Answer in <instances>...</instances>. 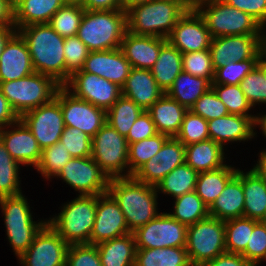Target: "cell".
Wrapping results in <instances>:
<instances>
[{"mask_svg":"<svg viewBox=\"0 0 266 266\" xmlns=\"http://www.w3.org/2000/svg\"><path fill=\"white\" fill-rule=\"evenodd\" d=\"M257 66L261 69L264 78L266 79V59L260 54Z\"/></svg>","mask_w":266,"mask_h":266,"instance_id":"cell-67","label":"cell"},{"mask_svg":"<svg viewBox=\"0 0 266 266\" xmlns=\"http://www.w3.org/2000/svg\"><path fill=\"white\" fill-rule=\"evenodd\" d=\"M209 215L224 221L244 216V193L240 169L227 182L224 190L209 207Z\"/></svg>","mask_w":266,"mask_h":266,"instance_id":"cell-28","label":"cell"},{"mask_svg":"<svg viewBox=\"0 0 266 266\" xmlns=\"http://www.w3.org/2000/svg\"><path fill=\"white\" fill-rule=\"evenodd\" d=\"M185 248L192 266H202L225 253V221L209 216L188 226Z\"/></svg>","mask_w":266,"mask_h":266,"instance_id":"cell-9","label":"cell"},{"mask_svg":"<svg viewBox=\"0 0 266 266\" xmlns=\"http://www.w3.org/2000/svg\"><path fill=\"white\" fill-rule=\"evenodd\" d=\"M219 0H184V8L189 11V10H198L201 6L211 3V2H216Z\"/></svg>","mask_w":266,"mask_h":266,"instance_id":"cell-63","label":"cell"},{"mask_svg":"<svg viewBox=\"0 0 266 266\" xmlns=\"http://www.w3.org/2000/svg\"><path fill=\"white\" fill-rule=\"evenodd\" d=\"M261 34L230 35L212 38L211 60L215 71L228 62L259 59Z\"/></svg>","mask_w":266,"mask_h":266,"instance_id":"cell-17","label":"cell"},{"mask_svg":"<svg viewBox=\"0 0 266 266\" xmlns=\"http://www.w3.org/2000/svg\"><path fill=\"white\" fill-rule=\"evenodd\" d=\"M227 4L241 10L254 19L263 27H266V0H223Z\"/></svg>","mask_w":266,"mask_h":266,"instance_id":"cell-56","label":"cell"},{"mask_svg":"<svg viewBox=\"0 0 266 266\" xmlns=\"http://www.w3.org/2000/svg\"><path fill=\"white\" fill-rule=\"evenodd\" d=\"M169 136L156 134L135 143L129 144L128 149V177L133 176L147 161L162 148Z\"/></svg>","mask_w":266,"mask_h":266,"instance_id":"cell-40","label":"cell"},{"mask_svg":"<svg viewBox=\"0 0 266 266\" xmlns=\"http://www.w3.org/2000/svg\"><path fill=\"white\" fill-rule=\"evenodd\" d=\"M71 158L72 156L64 147V144L58 141L56 144L42 150L41 159L36 170L44 179L49 180L51 177L56 178L58 173Z\"/></svg>","mask_w":266,"mask_h":266,"instance_id":"cell-44","label":"cell"},{"mask_svg":"<svg viewBox=\"0 0 266 266\" xmlns=\"http://www.w3.org/2000/svg\"><path fill=\"white\" fill-rule=\"evenodd\" d=\"M19 119L31 131L42 150L60 141L65 128L61 105L55 98L25 112Z\"/></svg>","mask_w":266,"mask_h":266,"instance_id":"cell-15","label":"cell"},{"mask_svg":"<svg viewBox=\"0 0 266 266\" xmlns=\"http://www.w3.org/2000/svg\"><path fill=\"white\" fill-rule=\"evenodd\" d=\"M165 92L158 86L150 70L133 68L122 87V95L146 111Z\"/></svg>","mask_w":266,"mask_h":266,"instance_id":"cell-26","label":"cell"},{"mask_svg":"<svg viewBox=\"0 0 266 266\" xmlns=\"http://www.w3.org/2000/svg\"><path fill=\"white\" fill-rule=\"evenodd\" d=\"M60 141L72 157L84 158L91 156L92 138L77 128L65 126Z\"/></svg>","mask_w":266,"mask_h":266,"instance_id":"cell-52","label":"cell"},{"mask_svg":"<svg viewBox=\"0 0 266 266\" xmlns=\"http://www.w3.org/2000/svg\"><path fill=\"white\" fill-rule=\"evenodd\" d=\"M136 249L186 246L187 227L167 212L160 213L134 232Z\"/></svg>","mask_w":266,"mask_h":266,"instance_id":"cell-11","label":"cell"},{"mask_svg":"<svg viewBox=\"0 0 266 266\" xmlns=\"http://www.w3.org/2000/svg\"><path fill=\"white\" fill-rule=\"evenodd\" d=\"M176 138L184 146L210 139L208 121L188 110Z\"/></svg>","mask_w":266,"mask_h":266,"instance_id":"cell-46","label":"cell"},{"mask_svg":"<svg viewBox=\"0 0 266 266\" xmlns=\"http://www.w3.org/2000/svg\"><path fill=\"white\" fill-rule=\"evenodd\" d=\"M14 26L13 0H0V27Z\"/></svg>","mask_w":266,"mask_h":266,"instance_id":"cell-60","label":"cell"},{"mask_svg":"<svg viewBox=\"0 0 266 266\" xmlns=\"http://www.w3.org/2000/svg\"><path fill=\"white\" fill-rule=\"evenodd\" d=\"M108 192L121 208L131 232L160 214L157 208V188L139 182L133 176L111 178Z\"/></svg>","mask_w":266,"mask_h":266,"instance_id":"cell-2","label":"cell"},{"mask_svg":"<svg viewBox=\"0 0 266 266\" xmlns=\"http://www.w3.org/2000/svg\"><path fill=\"white\" fill-rule=\"evenodd\" d=\"M128 149L126 137L107 122L91 142L92 158L110 179L128 177Z\"/></svg>","mask_w":266,"mask_h":266,"instance_id":"cell-10","label":"cell"},{"mask_svg":"<svg viewBox=\"0 0 266 266\" xmlns=\"http://www.w3.org/2000/svg\"><path fill=\"white\" fill-rule=\"evenodd\" d=\"M199 173L191 168L186 162L175 167L156 186L158 193L161 192L176 198L185 193L194 191Z\"/></svg>","mask_w":266,"mask_h":266,"instance_id":"cell-37","label":"cell"},{"mask_svg":"<svg viewBox=\"0 0 266 266\" xmlns=\"http://www.w3.org/2000/svg\"><path fill=\"white\" fill-rule=\"evenodd\" d=\"M63 0H13V21L17 30L31 24L48 23L64 5Z\"/></svg>","mask_w":266,"mask_h":266,"instance_id":"cell-29","label":"cell"},{"mask_svg":"<svg viewBox=\"0 0 266 266\" xmlns=\"http://www.w3.org/2000/svg\"><path fill=\"white\" fill-rule=\"evenodd\" d=\"M55 99L61 105L66 127L77 128L93 138L106 123V110L77 98L64 86L58 89Z\"/></svg>","mask_w":266,"mask_h":266,"instance_id":"cell-13","label":"cell"},{"mask_svg":"<svg viewBox=\"0 0 266 266\" xmlns=\"http://www.w3.org/2000/svg\"><path fill=\"white\" fill-rule=\"evenodd\" d=\"M146 111L158 133L176 137L188 109L164 93Z\"/></svg>","mask_w":266,"mask_h":266,"instance_id":"cell-27","label":"cell"},{"mask_svg":"<svg viewBox=\"0 0 266 266\" xmlns=\"http://www.w3.org/2000/svg\"><path fill=\"white\" fill-rule=\"evenodd\" d=\"M143 111L134 101L121 95L106 111V122L122 136L127 137L131 126Z\"/></svg>","mask_w":266,"mask_h":266,"instance_id":"cell-39","label":"cell"},{"mask_svg":"<svg viewBox=\"0 0 266 266\" xmlns=\"http://www.w3.org/2000/svg\"><path fill=\"white\" fill-rule=\"evenodd\" d=\"M183 163H185V146L176 137H169L157 154L133 177L139 182L156 187L167 174Z\"/></svg>","mask_w":266,"mask_h":266,"instance_id":"cell-20","label":"cell"},{"mask_svg":"<svg viewBox=\"0 0 266 266\" xmlns=\"http://www.w3.org/2000/svg\"><path fill=\"white\" fill-rule=\"evenodd\" d=\"M258 220L250 218H232L225 221L226 252L242 254L249 242L254 225Z\"/></svg>","mask_w":266,"mask_h":266,"instance_id":"cell-41","label":"cell"},{"mask_svg":"<svg viewBox=\"0 0 266 266\" xmlns=\"http://www.w3.org/2000/svg\"><path fill=\"white\" fill-rule=\"evenodd\" d=\"M97 208V195H78L66 202L47 223L68 245L90 244Z\"/></svg>","mask_w":266,"mask_h":266,"instance_id":"cell-5","label":"cell"},{"mask_svg":"<svg viewBox=\"0 0 266 266\" xmlns=\"http://www.w3.org/2000/svg\"><path fill=\"white\" fill-rule=\"evenodd\" d=\"M85 9L80 5L64 4L50 18L48 24L61 37L67 38L78 33Z\"/></svg>","mask_w":266,"mask_h":266,"instance_id":"cell-43","label":"cell"},{"mask_svg":"<svg viewBox=\"0 0 266 266\" xmlns=\"http://www.w3.org/2000/svg\"><path fill=\"white\" fill-rule=\"evenodd\" d=\"M251 170L266 182V149L260 152L257 164Z\"/></svg>","mask_w":266,"mask_h":266,"instance_id":"cell-62","label":"cell"},{"mask_svg":"<svg viewBox=\"0 0 266 266\" xmlns=\"http://www.w3.org/2000/svg\"><path fill=\"white\" fill-rule=\"evenodd\" d=\"M64 87L77 98L106 111L122 95V88L117 84L82 70L74 72Z\"/></svg>","mask_w":266,"mask_h":266,"instance_id":"cell-14","label":"cell"},{"mask_svg":"<svg viewBox=\"0 0 266 266\" xmlns=\"http://www.w3.org/2000/svg\"><path fill=\"white\" fill-rule=\"evenodd\" d=\"M182 70L193 76L206 78L213 83L215 69L213 67L209 49L183 53Z\"/></svg>","mask_w":266,"mask_h":266,"instance_id":"cell-47","label":"cell"},{"mask_svg":"<svg viewBox=\"0 0 266 266\" xmlns=\"http://www.w3.org/2000/svg\"><path fill=\"white\" fill-rule=\"evenodd\" d=\"M166 38L125 33L120 49L133 68L150 70L157 61Z\"/></svg>","mask_w":266,"mask_h":266,"instance_id":"cell-24","label":"cell"},{"mask_svg":"<svg viewBox=\"0 0 266 266\" xmlns=\"http://www.w3.org/2000/svg\"><path fill=\"white\" fill-rule=\"evenodd\" d=\"M260 53L266 59V31L263 27L262 34L260 37Z\"/></svg>","mask_w":266,"mask_h":266,"instance_id":"cell-66","label":"cell"},{"mask_svg":"<svg viewBox=\"0 0 266 266\" xmlns=\"http://www.w3.org/2000/svg\"><path fill=\"white\" fill-rule=\"evenodd\" d=\"M262 114L259 113V115L257 114V116H255V120H254V125L255 127H257L258 125H260V129L264 135V137H266V114Z\"/></svg>","mask_w":266,"mask_h":266,"instance_id":"cell-64","label":"cell"},{"mask_svg":"<svg viewBox=\"0 0 266 266\" xmlns=\"http://www.w3.org/2000/svg\"><path fill=\"white\" fill-rule=\"evenodd\" d=\"M27 43L35 72L65 85L64 41L48 23L31 24L17 30Z\"/></svg>","mask_w":266,"mask_h":266,"instance_id":"cell-1","label":"cell"},{"mask_svg":"<svg viewBox=\"0 0 266 266\" xmlns=\"http://www.w3.org/2000/svg\"><path fill=\"white\" fill-rule=\"evenodd\" d=\"M211 88L217 97L226 105L229 114L256 116L248 113L252 109V106L239 85L211 84Z\"/></svg>","mask_w":266,"mask_h":266,"instance_id":"cell-45","label":"cell"},{"mask_svg":"<svg viewBox=\"0 0 266 266\" xmlns=\"http://www.w3.org/2000/svg\"><path fill=\"white\" fill-rule=\"evenodd\" d=\"M241 255L253 266L266 261V221H258L254 225L248 245Z\"/></svg>","mask_w":266,"mask_h":266,"instance_id":"cell-51","label":"cell"},{"mask_svg":"<svg viewBox=\"0 0 266 266\" xmlns=\"http://www.w3.org/2000/svg\"><path fill=\"white\" fill-rule=\"evenodd\" d=\"M126 32L127 14L123 9L85 10L77 36L89 51H105L120 48Z\"/></svg>","mask_w":266,"mask_h":266,"instance_id":"cell-3","label":"cell"},{"mask_svg":"<svg viewBox=\"0 0 266 266\" xmlns=\"http://www.w3.org/2000/svg\"><path fill=\"white\" fill-rule=\"evenodd\" d=\"M135 266H192L186 248L136 249Z\"/></svg>","mask_w":266,"mask_h":266,"instance_id":"cell-36","label":"cell"},{"mask_svg":"<svg viewBox=\"0 0 266 266\" xmlns=\"http://www.w3.org/2000/svg\"><path fill=\"white\" fill-rule=\"evenodd\" d=\"M202 266H253L241 254L225 252Z\"/></svg>","mask_w":266,"mask_h":266,"instance_id":"cell-57","label":"cell"},{"mask_svg":"<svg viewBox=\"0 0 266 266\" xmlns=\"http://www.w3.org/2000/svg\"><path fill=\"white\" fill-rule=\"evenodd\" d=\"M255 116L228 114L208 121L209 137L225 147L228 141L241 142L254 138Z\"/></svg>","mask_w":266,"mask_h":266,"instance_id":"cell-25","label":"cell"},{"mask_svg":"<svg viewBox=\"0 0 266 266\" xmlns=\"http://www.w3.org/2000/svg\"><path fill=\"white\" fill-rule=\"evenodd\" d=\"M158 86L166 93L182 70V53L168 41L161 47L157 61L150 69Z\"/></svg>","mask_w":266,"mask_h":266,"instance_id":"cell-33","label":"cell"},{"mask_svg":"<svg viewBox=\"0 0 266 266\" xmlns=\"http://www.w3.org/2000/svg\"><path fill=\"white\" fill-rule=\"evenodd\" d=\"M174 200L173 213L168 214L186 227L210 216L209 207L197 195L195 190L178 196Z\"/></svg>","mask_w":266,"mask_h":266,"instance_id":"cell-38","label":"cell"},{"mask_svg":"<svg viewBox=\"0 0 266 266\" xmlns=\"http://www.w3.org/2000/svg\"><path fill=\"white\" fill-rule=\"evenodd\" d=\"M19 118L0 90V130L17 122Z\"/></svg>","mask_w":266,"mask_h":266,"instance_id":"cell-58","label":"cell"},{"mask_svg":"<svg viewBox=\"0 0 266 266\" xmlns=\"http://www.w3.org/2000/svg\"><path fill=\"white\" fill-rule=\"evenodd\" d=\"M65 4L83 6L86 0H63Z\"/></svg>","mask_w":266,"mask_h":266,"instance_id":"cell-68","label":"cell"},{"mask_svg":"<svg viewBox=\"0 0 266 266\" xmlns=\"http://www.w3.org/2000/svg\"><path fill=\"white\" fill-rule=\"evenodd\" d=\"M187 10L169 0H152L129 8L127 31L136 35L167 38Z\"/></svg>","mask_w":266,"mask_h":266,"instance_id":"cell-4","label":"cell"},{"mask_svg":"<svg viewBox=\"0 0 266 266\" xmlns=\"http://www.w3.org/2000/svg\"><path fill=\"white\" fill-rule=\"evenodd\" d=\"M132 66L120 48L105 51H90L82 71L96 74L123 87Z\"/></svg>","mask_w":266,"mask_h":266,"instance_id":"cell-22","label":"cell"},{"mask_svg":"<svg viewBox=\"0 0 266 266\" xmlns=\"http://www.w3.org/2000/svg\"><path fill=\"white\" fill-rule=\"evenodd\" d=\"M0 208L4 215L7 239L14 254L19 258L34 242L47 220L33 221L29 202L23 193L1 197Z\"/></svg>","mask_w":266,"mask_h":266,"instance_id":"cell-6","label":"cell"},{"mask_svg":"<svg viewBox=\"0 0 266 266\" xmlns=\"http://www.w3.org/2000/svg\"><path fill=\"white\" fill-rule=\"evenodd\" d=\"M245 218L266 221V182L253 170H241Z\"/></svg>","mask_w":266,"mask_h":266,"instance_id":"cell-31","label":"cell"},{"mask_svg":"<svg viewBox=\"0 0 266 266\" xmlns=\"http://www.w3.org/2000/svg\"><path fill=\"white\" fill-rule=\"evenodd\" d=\"M130 232L125 216L113 196L109 192L97 195V208L90 244L97 245Z\"/></svg>","mask_w":266,"mask_h":266,"instance_id":"cell-19","label":"cell"},{"mask_svg":"<svg viewBox=\"0 0 266 266\" xmlns=\"http://www.w3.org/2000/svg\"><path fill=\"white\" fill-rule=\"evenodd\" d=\"M96 246L102 266H135L136 243L133 232Z\"/></svg>","mask_w":266,"mask_h":266,"instance_id":"cell-32","label":"cell"},{"mask_svg":"<svg viewBox=\"0 0 266 266\" xmlns=\"http://www.w3.org/2000/svg\"><path fill=\"white\" fill-rule=\"evenodd\" d=\"M16 32L17 28L15 26L0 27V56L4 51L5 45Z\"/></svg>","mask_w":266,"mask_h":266,"instance_id":"cell-61","label":"cell"},{"mask_svg":"<svg viewBox=\"0 0 266 266\" xmlns=\"http://www.w3.org/2000/svg\"><path fill=\"white\" fill-rule=\"evenodd\" d=\"M224 155V147L212 139L185 146V162L198 173L225 166Z\"/></svg>","mask_w":266,"mask_h":266,"instance_id":"cell-30","label":"cell"},{"mask_svg":"<svg viewBox=\"0 0 266 266\" xmlns=\"http://www.w3.org/2000/svg\"><path fill=\"white\" fill-rule=\"evenodd\" d=\"M152 0H123V10L127 11L129 8L142 4V3H147Z\"/></svg>","mask_w":266,"mask_h":266,"instance_id":"cell-65","label":"cell"},{"mask_svg":"<svg viewBox=\"0 0 266 266\" xmlns=\"http://www.w3.org/2000/svg\"><path fill=\"white\" fill-rule=\"evenodd\" d=\"M60 87L53 78L38 72L21 79L0 82L1 92L19 117L51 102Z\"/></svg>","mask_w":266,"mask_h":266,"instance_id":"cell-7","label":"cell"},{"mask_svg":"<svg viewBox=\"0 0 266 266\" xmlns=\"http://www.w3.org/2000/svg\"><path fill=\"white\" fill-rule=\"evenodd\" d=\"M166 39L183 54L209 49L212 37L199 12L189 10L177 21Z\"/></svg>","mask_w":266,"mask_h":266,"instance_id":"cell-18","label":"cell"},{"mask_svg":"<svg viewBox=\"0 0 266 266\" xmlns=\"http://www.w3.org/2000/svg\"><path fill=\"white\" fill-rule=\"evenodd\" d=\"M67 266H102L96 245L73 244L69 245L66 254Z\"/></svg>","mask_w":266,"mask_h":266,"instance_id":"cell-54","label":"cell"},{"mask_svg":"<svg viewBox=\"0 0 266 266\" xmlns=\"http://www.w3.org/2000/svg\"><path fill=\"white\" fill-rule=\"evenodd\" d=\"M19 166L0 141V198L22 194Z\"/></svg>","mask_w":266,"mask_h":266,"instance_id":"cell-42","label":"cell"},{"mask_svg":"<svg viewBox=\"0 0 266 266\" xmlns=\"http://www.w3.org/2000/svg\"><path fill=\"white\" fill-rule=\"evenodd\" d=\"M197 11L204 18L212 38L262 34L263 26L256 19L223 0L205 4Z\"/></svg>","mask_w":266,"mask_h":266,"instance_id":"cell-8","label":"cell"},{"mask_svg":"<svg viewBox=\"0 0 266 266\" xmlns=\"http://www.w3.org/2000/svg\"><path fill=\"white\" fill-rule=\"evenodd\" d=\"M71 186L78 195H100L108 192L110 178L92 156L72 157L56 176Z\"/></svg>","mask_w":266,"mask_h":266,"instance_id":"cell-12","label":"cell"},{"mask_svg":"<svg viewBox=\"0 0 266 266\" xmlns=\"http://www.w3.org/2000/svg\"><path fill=\"white\" fill-rule=\"evenodd\" d=\"M85 10H118L123 9V0H86L82 6Z\"/></svg>","mask_w":266,"mask_h":266,"instance_id":"cell-59","label":"cell"},{"mask_svg":"<svg viewBox=\"0 0 266 266\" xmlns=\"http://www.w3.org/2000/svg\"><path fill=\"white\" fill-rule=\"evenodd\" d=\"M181 4L184 7V0H169Z\"/></svg>","mask_w":266,"mask_h":266,"instance_id":"cell-69","label":"cell"},{"mask_svg":"<svg viewBox=\"0 0 266 266\" xmlns=\"http://www.w3.org/2000/svg\"><path fill=\"white\" fill-rule=\"evenodd\" d=\"M211 84L206 78L182 71L166 94L190 110L195 102L211 88Z\"/></svg>","mask_w":266,"mask_h":266,"instance_id":"cell-34","label":"cell"},{"mask_svg":"<svg viewBox=\"0 0 266 266\" xmlns=\"http://www.w3.org/2000/svg\"><path fill=\"white\" fill-rule=\"evenodd\" d=\"M258 63V59L228 62L215 71L212 84L239 85L243 78L250 73Z\"/></svg>","mask_w":266,"mask_h":266,"instance_id":"cell-49","label":"cell"},{"mask_svg":"<svg viewBox=\"0 0 266 266\" xmlns=\"http://www.w3.org/2000/svg\"><path fill=\"white\" fill-rule=\"evenodd\" d=\"M0 141L17 163L34 168L39 164L42 149L20 119L0 130Z\"/></svg>","mask_w":266,"mask_h":266,"instance_id":"cell-21","label":"cell"},{"mask_svg":"<svg viewBox=\"0 0 266 266\" xmlns=\"http://www.w3.org/2000/svg\"><path fill=\"white\" fill-rule=\"evenodd\" d=\"M156 134H158V132L150 114L147 111H143L131 126L126 140L128 144H130L151 138Z\"/></svg>","mask_w":266,"mask_h":266,"instance_id":"cell-55","label":"cell"},{"mask_svg":"<svg viewBox=\"0 0 266 266\" xmlns=\"http://www.w3.org/2000/svg\"><path fill=\"white\" fill-rule=\"evenodd\" d=\"M190 110L207 121L229 114L226 105L217 97L212 88L206 91Z\"/></svg>","mask_w":266,"mask_h":266,"instance_id":"cell-53","label":"cell"},{"mask_svg":"<svg viewBox=\"0 0 266 266\" xmlns=\"http://www.w3.org/2000/svg\"><path fill=\"white\" fill-rule=\"evenodd\" d=\"M87 46L78 38L77 35L67 37L64 41L65 57V84L70 76L83 68L84 62L88 57Z\"/></svg>","mask_w":266,"mask_h":266,"instance_id":"cell-48","label":"cell"},{"mask_svg":"<svg viewBox=\"0 0 266 266\" xmlns=\"http://www.w3.org/2000/svg\"><path fill=\"white\" fill-rule=\"evenodd\" d=\"M69 245L47 223L18 260L21 266H64Z\"/></svg>","mask_w":266,"mask_h":266,"instance_id":"cell-16","label":"cell"},{"mask_svg":"<svg viewBox=\"0 0 266 266\" xmlns=\"http://www.w3.org/2000/svg\"><path fill=\"white\" fill-rule=\"evenodd\" d=\"M239 86L253 108L256 104L266 105V79L258 66L243 78Z\"/></svg>","mask_w":266,"mask_h":266,"instance_id":"cell-50","label":"cell"},{"mask_svg":"<svg viewBox=\"0 0 266 266\" xmlns=\"http://www.w3.org/2000/svg\"><path fill=\"white\" fill-rule=\"evenodd\" d=\"M237 170L226 164L219 169L199 173L195 188L197 195L210 207Z\"/></svg>","mask_w":266,"mask_h":266,"instance_id":"cell-35","label":"cell"},{"mask_svg":"<svg viewBox=\"0 0 266 266\" xmlns=\"http://www.w3.org/2000/svg\"><path fill=\"white\" fill-rule=\"evenodd\" d=\"M34 72L27 43L17 31L0 56V82L21 79Z\"/></svg>","mask_w":266,"mask_h":266,"instance_id":"cell-23","label":"cell"}]
</instances>
